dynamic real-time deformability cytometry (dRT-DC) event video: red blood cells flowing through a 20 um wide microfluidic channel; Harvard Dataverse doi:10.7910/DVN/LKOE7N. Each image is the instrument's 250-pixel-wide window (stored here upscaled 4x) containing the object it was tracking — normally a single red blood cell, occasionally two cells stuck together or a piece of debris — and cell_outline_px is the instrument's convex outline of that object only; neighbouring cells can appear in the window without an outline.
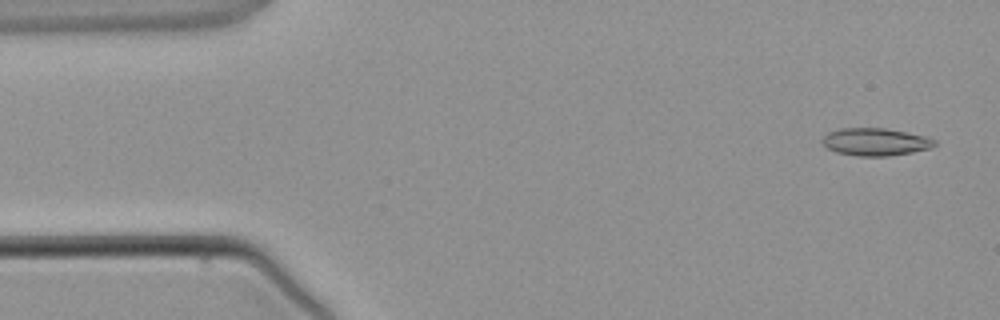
{"species": "common noctule bat (a hibernating species)", "species_latin": "Nyctalus noctula", "temperature_condition": "warm", "stored_images_in_passage": 4, "camera_frame_rate_fps": 3000, "um_per_image_px": 0.085, "animal": {"sex": "male", "body_mass_g": 21.5, "forearm_length_mm": 52.0}, "frame": {"image": 1, "passage_image": 1, "time_ms": 0.0, "image_size_px": [1000, 320], "cell_outline_px": [[936, 144], [928, 148], [912, 152], [888, 156], [856, 156], [836, 152], [828, 148], [820, 140], [828, 132], [840, 128], [884, 128], [924, 136], [936, 140]], "centroid_in_image_um": [74.36, 12.06], "position_along_channel_um": 10.6, "area_um2": 17.86}}
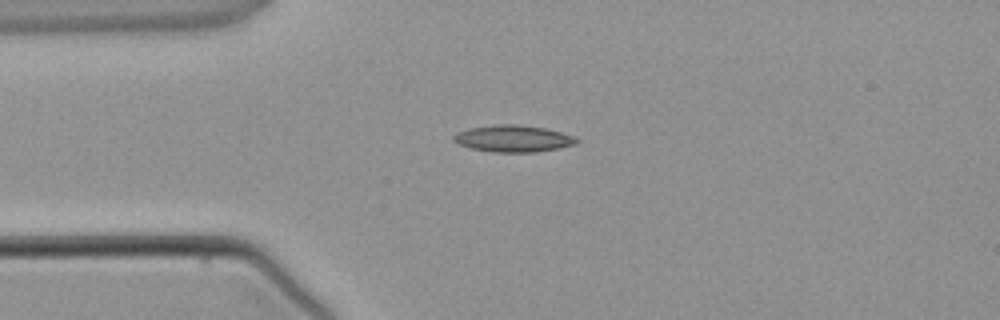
{"frame": {"image": 2, "passage_image": 3, "time_ms": 2.667, "image_size_px": [1000, 320], "cell_outline_px": [[580, 140], [576, 144], [560, 148], [532, 152], [492, 152], [472, 148], [456, 144], [452, 140], [452, 136], [456, 132], [468, 128], [496, 124], [516, 124], [544, 128], [560, 132], [572, 136]], "centroid_in_image_um": [43.57, 11.78], "position_along_channel_um": 41.4, "area_um2": 19.25}}